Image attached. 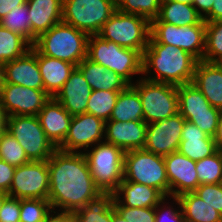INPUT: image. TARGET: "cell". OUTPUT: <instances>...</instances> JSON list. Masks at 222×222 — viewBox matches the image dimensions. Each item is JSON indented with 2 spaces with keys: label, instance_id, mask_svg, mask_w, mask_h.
Masks as SVG:
<instances>
[{
  "label": "cell",
  "instance_id": "obj_27",
  "mask_svg": "<svg viewBox=\"0 0 222 222\" xmlns=\"http://www.w3.org/2000/svg\"><path fill=\"white\" fill-rule=\"evenodd\" d=\"M173 199L180 205L188 222H220L222 220V215L194 192H186Z\"/></svg>",
  "mask_w": 222,
  "mask_h": 222
},
{
  "label": "cell",
  "instance_id": "obj_34",
  "mask_svg": "<svg viewBox=\"0 0 222 222\" xmlns=\"http://www.w3.org/2000/svg\"><path fill=\"white\" fill-rule=\"evenodd\" d=\"M120 91L92 90L86 113L95 115L104 122L109 121Z\"/></svg>",
  "mask_w": 222,
  "mask_h": 222
},
{
  "label": "cell",
  "instance_id": "obj_17",
  "mask_svg": "<svg viewBox=\"0 0 222 222\" xmlns=\"http://www.w3.org/2000/svg\"><path fill=\"white\" fill-rule=\"evenodd\" d=\"M2 83L44 90V84L37 62V50L32 46L24 55L6 62L2 66Z\"/></svg>",
  "mask_w": 222,
  "mask_h": 222
},
{
  "label": "cell",
  "instance_id": "obj_26",
  "mask_svg": "<svg viewBox=\"0 0 222 222\" xmlns=\"http://www.w3.org/2000/svg\"><path fill=\"white\" fill-rule=\"evenodd\" d=\"M76 67L82 72L92 90L122 91L129 85L118 74L87 57Z\"/></svg>",
  "mask_w": 222,
  "mask_h": 222
},
{
  "label": "cell",
  "instance_id": "obj_49",
  "mask_svg": "<svg viewBox=\"0 0 222 222\" xmlns=\"http://www.w3.org/2000/svg\"><path fill=\"white\" fill-rule=\"evenodd\" d=\"M43 222H74L72 214L69 213H57L53 217V215H49Z\"/></svg>",
  "mask_w": 222,
  "mask_h": 222
},
{
  "label": "cell",
  "instance_id": "obj_55",
  "mask_svg": "<svg viewBox=\"0 0 222 222\" xmlns=\"http://www.w3.org/2000/svg\"><path fill=\"white\" fill-rule=\"evenodd\" d=\"M172 2H181V3H185V4H193V0H169Z\"/></svg>",
  "mask_w": 222,
  "mask_h": 222
},
{
  "label": "cell",
  "instance_id": "obj_2",
  "mask_svg": "<svg viewBox=\"0 0 222 222\" xmlns=\"http://www.w3.org/2000/svg\"><path fill=\"white\" fill-rule=\"evenodd\" d=\"M198 60L190 53L169 44L148 43L143 52L142 74L155 69L146 80L172 85L192 83Z\"/></svg>",
  "mask_w": 222,
  "mask_h": 222
},
{
  "label": "cell",
  "instance_id": "obj_8",
  "mask_svg": "<svg viewBox=\"0 0 222 222\" xmlns=\"http://www.w3.org/2000/svg\"><path fill=\"white\" fill-rule=\"evenodd\" d=\"M116 10V0H63L62 22L98 35Z\"/></svg>",
  "mask_w": 222,
  "mask_h": 222
},
{
  "label": "cell",
  "instance_id": "obj_48",
  "mask_svg": "<svg viewBox=\"0 0 222 222\" xmlns=\"http://www.w3.org/2000/svg\"><path fill=\"white\" fill-rule=\"evenodd\" d=\"M214 0H193V6L196 8L197 12L203 17L212 8ZM204 14H202V12Z\"/></svg>",
  "mask_w": 222,
  "mask_h": 222
},
{
  "label": "cell",
  "instance_id": "obj_52",
  "mask_svg": "<svg viewBox=\"0 0 222 222\" xmlns=\"http://www.w3.org/2000/svg\"><path fill=\"white\" fill-rule=\"evenodd\" d=\"M5 118L3 111L0 109V134L5 129Z\"/></svg>",
  "mask_w": 222,
  "mask_h": 222
},
{
  "label": "cell",
  "instance_id": "obj_9",
  "mask_svg": "<svg viewBox=\"0 0 222 222\" xmlns=\"http://www.w3.org/2000/svg\"><path fill=\"white\" fill-rule=\"evenodd\" d=\"M5 130L18 141L31 161H47L57 149L35 115L6 116Z\"/></svg>",
  "mask_w": 222,
  "mask_h": 222
},
{
  "label": "cell",
  "instance_id": "obj_18",
  "mask_svg": "<svg viewBox=\"0 0 222 222\" xmlns=\"http://www.w3.org/2000/svg\"><path fill=\"white\" fill-rule=\"evenodd\" d=\"M147 123L145 121H115L105 122V141L124 152L143 149L146 143Z\"/></svg>",
  "mask_w": 222,
  "mask_h": 222
},
{
  "label": "cell",
  "instance_id": "obj_16",
  "mask_svg": "<svg viewBox=\"0 0 222 222\" xmlns=\"http://www.w3.org/2000/svg\"><path fill=\"white\" fill-rule=\"evenodd\" d=\"M164 161L169 181V195L172 198L186 192H193L199 186L196 161L178 151L164 156Z\"/></svg>",
  "mask_w": 222,
  "mask_h": 222
},
{
  "label": "cell",
  "instance_id": "obj_32",
  "mask_svg": "<svg viewBox=\"0 0 222 222\" xmlns=\"http://www.w3.org/2000/svg\"><path fill=\"white\" fill-rule=\"evenodd\" d=\"M25 46H27L25 48ZM32 45L18 33L0 25V65L17 59L30 50Z\"/></svg>",
  "mask_w": 222,
  "mask_h": 222
},
{
  "label": "cell",
  "instance_id": "obj_47",
  "mask_svg": "<svg viewBox=\"0 0 222 222\" xmlns=\"http://www.w3.org/2000/svg\"><path fill=\"white\" fill-rule=\"evenodd\" d=\"M27 0H0V19L7 15L13 8L26 3Z\"/></svg>",
  "mask_w": 222,
  "mask_h": 222
},
{
  "label": "cell",
  "instance_id": "obj_12",
  "mask_svg": "<svg viewBox=\"0 0 222 222\" xmlns=\"http://www.w3.org/2000/svg\"><path fill=\"white\" fill-rule=\"evenodd\" d=\"M8 195L18 199L48 200V160L30 161L25 165L16 167Z\"/></svg>",
  "mask_w": 222,
  "mask_h": 222
},
{
  "label": "cell",
  "instance_id": "obj_36",
  "mask_svg": "<svg viewBox=\"0 0 222 222\" xmlns=\"http://www.w3.org/2000/svg\"><path fill=\"white\" fill-rule=\"evenodd\" d=\"M196 171L199 185L222 183V155L220 151L196 161Z\"/></svg>",
  "mask_w": 222,
  "mask_h": 222
},
{
  "label": "cell",
  "instance_id": "obj_23",
  "mask_svg": "<svg viewBox=\"0 0 222 222\" xmlns=\"http://www.w3.org/2000/svg\"><path fill=\"white\" fill-rule=\"evenodd\" d=\"M31 32L38 37L62 22L63 0H27Z\"/></svg>",
  "mask_w": 222,
  "mask_h": 222
},
{
  "label": "cell",
  "instance_id": "obj_43",
  "mask_svg": "<svg viewBox=\"0 0 222 222\" xmlns=\"http://www.w3.org/2000/svg\"><path fill=\"white\" fill-rule=\"evenodd\" d=\"M0 222H20V199L7 196L0 208Z\"/></svg>",
  "mask_w": 222,
  "mask_h": 222
},
{
  "label": "cell",
  "instance_id": "obj_13",
  "mask_svg": "<svg viewBox=\"0 0 222 222\" xmlns=\"http://www.w3.org/2000/svg\"><path fill=\"white\" fill-rule=\"evenodd\" d=\"M50 98L45 90L2 83L0 88V109L5 116H37Z\"/></svg>",
  "mask_w": 222,
  "mask_h": 222
},
{
  "label": "cell",
  "instance_id": "obj_33",
  "mask_svg": "<svg viewBox=\"0 0 222 222\" xmlns=\"http://www.w3.org/2000/svg\"><path fill=\"white\" fill-rule=\"evenodd\" d=\"M27 2L13 8L7 15L0 19V25L12 32L23 36L31 45L36 41V36L31 32Z\"/></svg>",
  "mask_w": 222,
  "mask_h": 222
},
{
  "label": "cell",
  "instance_id": "obj_4",
  "mask_svg": "<svg viewBox=\"0 0 222 222\" xmlns=\"http://www.w3.org/2000/svg\"><path fill=\"white\" fill-rule=\"evenodd\" d=\"M87 58L101 64L131 85V75L142 74L143 54L140 51L121 47L114 42L90 35L87 42Z\"/></svg>",
  "mask_w": 222,
  "mask_h": 222
},
{
  "label": "cell",
  "instance_id": "obj_14",
  "mask_svg": "<svg viewBox=\"0 0 222 222\" xmlns=\"http://www.w3.org/2000/svg\"><path fill=\"white\" fill-rule=\"evenodd\" d=\"M185 119L178 112L169 118L147 124L144 150L166 156L177 152Z\"/></svg>",
  "mask_w": 222,
  "mask_h": 222
},
{
  "label": "cell",
  "instance_id": "obj_22",
  "mask_svg": "<svg viewBox=\"0 0 222 222\" xmlns=\"http://www.w3.org/2000/svg\"><path fill=\"white\" fill-rule=\"evenodd\" d=\"M214 138L200 130L191 122L185 121L178 152L193 161H199L216 153Z\"/></svg>",
  "mask_w": 222,
  "mask_h": 222
},
{
  "label": "cell",
  "instance_id": "obj_28",
  "mask_svg": "<svg viewBox=\"0 0 222 222\" xmlns=\"http://www.w3.org/2000/svg\"><path fill=\"white\" fill-rule=\"evenodd\" d=\"M202 20L203 17L191 4L162 0L158 17L150 22H165L180 27L199 24Z\"/></svg>",
  "mask_w": 222,
  "mask_h": 222
},
{
  "label": "cell",
  "instance_id": "obj_40",
  "mask_svg": "<svg viewBox=\"0 0 222 222\" xmlns=\"http://www.w3.org/2000/svg\"><path fill=\"white\" fill-rule=\"evenodd\" d=\"M113 206L128 222H155V207H126L116 199H114Z\"/></svg>",
  "mask_w": 222,
  "mask_h": 222
},
{
  "label": "cell",
  "instance_id": "obj_3",
  "mask_svg": "<svg viewBox=\"0 0 222 222\" xmlns=\"http://www.w3.org/2000/svg\"><path fill=\"white\" fill-rule=\"evenodd\" d=\"M88 37L81 30L60 22L39 35L32 46L42 55L77 66L87 57Z\"/></svg>",
  "mask_w": 222,
  "mask_h": 222
},
{
  "label": "cell",
  "instance_id": "obj_25",
  "mask_svg": "<svg viewBox=\"0 0 222 222\" xmlns=\"http://www.w3.org/2000/svg\"><path fill=\"white\" fill-rule=\"evenodd\" d=\"M124 194V201L120 194ZM115 199L126 207H156L158 203H164L165 196L156 188L140 183L122 180L118 189L114 192Z\"/></svg>",
  "mask_w": 222,
  "mask_h": 222
},
{
  "label": "cell",
  "instance_id": "obj_15",
  "mask_svg": "<svg viewBox=\"0 0 222 222\" xmlns=\"http://www.w3.org/2000/svg\"><path fill=\"white\" fill-rule=\"evenodd\" d=\"M105 122L95 115L83 113L72 117L69 132L58 149L65 152H76L79 148L99 143L103 138Z\"/></svg>",
  "mask_w": 222,
  "mask_h": 222
},
{
  "label": "cell",
  "instance_id": "obj_7",
  "mask_svg": "<svg viewBox=\"0 0 222 222\" xmlns=\"http://www.w3.org/2000/svg\"><path fill=\"white\" fill-rule=\"evenodd\" d=\"M123 180L154 187L165 197H169V181L164 156L144 149L125 152Z\"/></svg>",
  "mask_w": 222,
  "mask_h": 222
},
{
  "label": "cell",
  "instance_id": "obj_56",
  "mask_svg": "<svg viewBox=\"0 0 222 222\" xmlns=\"http://www.w3.org/2000/svg\"><path fill=\"white\" fill-rule=\"evenodd\" d=\"M2 81H3V72H2V66L0 65V88L2 85Z\"/></svg>",
  "mask_w": 222,
  "mask_h": 222
},
{
  "label": "cell",
  "instance_id": "obj_30",
  "mask_svg": "<svg viewBox=\"0 0 222 222\" xmlns=\"http://www.w3.org/2000/svg\"><path fill=\"white\" fill-rule=\"evenodd\" d=\"M109 120L121 122L144 121L141 98L132 85H128L120 91Z\"/></svg>",
  "mask_w": 222,
  "mask_h": 222
},
{
  "label": "cell",
  "instance_id": "obj_20",
  "mask_svg": "<svg viewBox=\"0 0 222 222\" xmlns=\"http://www.w3.org/2000/svg\"><path fill=\"white\" fill-rule=\"evenodd\" d=\"M46 137L58 148L65 140L72 117L55 98H50L38 113Z\"/></svg>",
  "mask_w": 222,
  "mask_h": 222
},
{
  "label": "cell",
  "instance_id": "obj_1",
  "mask_svg": "<svg viewBox=\"0 0 222 222\" xmlns=\"http://www.w3.org/2000/svg\"><path fill=\"white\" fill-rule=\"evenodd\" d=\"M48 170V201L52 210L60 207L62 213L72 214L102 193L92 178L83 152L57 148L48 159Z\"/></svg>",
  "mask_w": 222,
  "mask_h": 222
},
{
  "label": "cell",
  "instance_id": "obj_54",
  "mask_svg": "<svg viewBox=\"0 0 222 222\" xmlns=\"http://www.w3.org/2000/svg\"><path fill=\"white\" fill-rule=\"evenodd\" d=\"M214 64L222 70V56L214 61Z\"/></svg>",
  "mask_w": 222,
  "mask_h": 222
},
{
  "label": "cell",
  "instance_id": "obj_41",
  "mask_svg": "<svg viewBox=\"0 0 222 222\" xmlns=\"http://www.w3.org/2000/svg\"><path fill=\"white\" fill-rule=\"evenodd\" d=\"M221 111L222 110L220 109H210V114L182 115V117L186 121L196 125L200 130H202L209 136L214 137Z\"/></svg>",
  "mask_w": 222,
  "mask_h": 222
},
{
  "label": "cell",
  "instance_id": "obj_42",
  "mask_svg": "<svg viewBox=\"0 0 222 222\" xmlns=\"http://www.w3.org/2000/svg\"><path fill=\"white\" fill-rule=\"evenodd\" d=\"M193 192L222 215V183L201 184Z\"/></svg>",
  "mask_w": 222,
  "mask_h": 222
},
{
  "label": "cell",
  "instance_id": "obj_44",
  "mask_svg": "<svg viewBox=\"0 0 222 222\" xmlns=\"http://www.w3.org/2000/svg\"><path fill=\"white\" fill-rule=\"evenodd\" d=\"M16 167L0 159V191L9 192Z\"/></svg>",
  "mask_w": 222,
  "mask_h": 222
},
{
  "label": "cell",
  "instance_id": "obj_46",
  "mask_svg": "<svg viewBox=\"0 0 222 222\" xmlns=\"http://www.w3.org/2000/svg\"><path fill=\"white\" fill-rule=\"evenodd\" d=\"M206 22L222 19V0H214L211 10L203 16Z\"/></svg>",
  "mask_w": 222,
  "mask_h": 222
},
{
  "label": "cell",
  "instance_id": "obj_37",
  "mask_svg": "<svg viewBox=\"0 0 222 222\" xmlns=\"http://www.w3.org/2000/svg\"><path fill=\"white\" fill-rule=\"evenodd\" d=\"M162 0H116V9L127 14H136L149 21L158 17Z\"/></svg>",
  "mask_w": 222,
  "mask_h": 222
},
{
  "label": "cell",
  "instance_id": "obj_50",
  "mask_svg": "<svg viewBox=\"0 0 222 222\" xmlns=\"http://www.w3.org/2000/svg\"><path fill=\"white\" fill-rule=\"evenodd\" d=\"M213 138L216 143L217 150L220 151L222 149V111L219 116L218 126Z\"/></svg>",
  "mask_w": 222,
  "mask_h": 222
},
{
  "label": "cell",
  "instance_id": "obj_21",
  "mask_svg": "<svg viewBox=\"0 0 222 222\" xmlns=\"http://www.w3.org/2000/svg\"><path fill=\"white\" fill-rule=\"evenodd\" d=\"M192 83L212 107L222 110V70L214 62L198 61Z\"/></svg>",
  "mask_w": 222,
  "mask_h": 222
},
{
  "label": "cell",
  "instance_id": "obj_10",
  "mask_svg": "<svg viewBox=\"0 0 222 222\" xmlns=\"http://www.w3.org/2000/svg\"><path fill=\"white\" fill-rule=\"evenodd\" d=\"M206 21L188 26H176L165 22H150L148 43L169 44L180 48L198 61L203 60L205 50Z\"/></svg>",
  "mask_w": 222,
  "mask_h": 222
},
{
  "label": "cell",
  "instance_id": "obj_39",
  "mask_svg": "<svg viewBox=\"0 0 222 222\" xmlns=\"http://www.w3.org/2000/svg\"><path fill=\"white\" fill-rule=\"evenodd\" d=\"M218 56V57H217ZM222 56V19L206 22L205 50L203 60L214 62Z\"/></svg>",
  "mask_w": 222,
  "mask_h": 222
},
{
  "label": "cell",
  "instance_id": "obj_5",
  "mask_svg": "<svg viewBox=\"0 0 222 222\" xmlns=\"http://www.w3.org/2000/svg\"><path fill=\"white\" fill-rule=\"evenodd\" d=\"M83 154L96 186L101 192L114 193L124 178L125 152L109 142L101 141L91 152Z\"/></svg>",
  "mask_w": 222,
  "mask_h": 222
},
{
  "label": "cell",
  "instance_id": "obj_53",
  "mask_svg": "<svg viewBox=\"0 0 222 222\" xmlns=\"http://www.w3.org/2000/svg\"><path fill=\"white\" fill-rule=\"evenodd\" d=\"M8 196V193L0 191V208L2 206V203L4 201V199Z\"/></svg>",
  "mask_w": 222,
  "mask_h": 222
},
{
  "label": "cell",
  "instance_id": "obj_45",
  "mask_svg": "<svg viewBox=\"0 0 222 222\" xmlns=\"http://www.w3.org/2000/svg\"><path fill=\"white\" fill-rule=\"evenodd\" d=\"M160 205L161 204L158 203V205L155 207V222H188L183 215L182 209L178 211V210H173V208H171L172 209L171 210L169 207L166 214H164L162 211L161 213L156 212L158 211Z\"/></svg>",
  "mask_w": 222,
  "mask_h": 222
},
{
  "label": "cell",
  "instance_id": "obj_31",
  "mask_svg": "<svg viewBox=\"0 0 222 222\" xmlns=\"http://www.w3.org/2000/svg\"><path fill=\"white\" fill-rule=\"evenodd\" d=\"M178 112L181 115H201L210 114L212 107L202 92L193 85L187 83L177 87Z\"/></svg>",
  "mask_w": 222,
  "mask_h": 222
},
{
  "label": "cell",
  "instance_id": "obj_29",
  "mask_svg": "<svg viewBox=\"0 0 222 222\" xmlns=\"http://www.w3.org/2000/svg\"><path fill=\"white\" fill-rule=\"evenodd\" d=\"M114 193L102 192L72 213L74 222H112Z\"/></svg>",
  "mask_w": 222,
  "mask_h": 222
},
{
  "label": "cell",
  "instance_id": "obj_19",
  "mask_svg": "<svg viewBox=\"0 0 222 222\" xmlns=\"http://www.w3.org/2000/svg\"><path fill=\"white\" fill-rule=\"evenodd\" d=\"M92 89L82 72L75 67L62 89L54 97L71 115L86 113L88 100Z\"/></svg>",
  "mask_w": 222,
  "mask_h": 222
},
{
  "label": "cell",
  "instance_id": "obj_35",
  "mask_svg": "<svg viewBox=\"0 0 222 222\" xmlns=\"http://www.w3.org/2000/svg\"><path fill=\"white\" fill-rule=\"evenodd\" d=\"M0 159L14 167L25 165L31 161L23 147L5 129L0 134Z\"/></svg>",
  "mask_w": 222,
  "mask_h": 222
},
{
  "label": "cell",
  "instance_id": "obj_38",
  "mask_svg": "<svg viewBox=\"0 0 222 222\" xmlns=\"http://www.w3.org/2000/svg\"><path fill=\"white\" fill-rule=\"evenodd\" d=\"M52 210L48 200L20 199V222H43Z\"/></svg>",
  "mask_w": 222,
  "mask_h": 222
},
{
  "label": "cell",
  "instance_id": "obj_11",
  "mask_svg": "<svg viewBox=\"0 0 222 222\" xmlns=\"http://www.w3.org/2000/svg\"><path fill=\"white\" fill-rule=\"evenodd\" d=\"M131 85L140 95L144 121L147 124L169 118L178 113V86L146 79H141L136 85Z\"/></svg>",
  "mask_w": 222,
  "mask_h": 222
},
{
  "label": "cell",
  "instance_id": "obj_24",
  "mask_svg": "<svg viewBox=\"0 0 222 222\" xmlns=\"http://www.w3.org/2000/svg\"><path fill=\"white\" fill-rule=\"evenodd\" d=\"M37 62L42 76L44 90L52 98L62 89L75 65L67 61L42 55L37 51Z\"/></svg>",
  "mask_w": 222,
  "mask_h": 222
},
{
  "label": "cell",
  "instance_id": "obj_51",
  "mask_svg": "<svg viewBox=\"0 0 222 222\" xmlns=\"http://www.w3.org/2000/svg\"><path fill=\"white\" fill-rule=\"evenodd\" d=\"M112 222H128L112 206Z\"/></svg>",
  "mask_w": 222,
  "mask_h": 222
},
{
  "label": "cell",
  "instance_id": "obj_6",
  "mask_svg": "<svg viewBox=\"0 0 222 222\" xmlns=\"http://www.w3.org/2000/svg\"><path fill=\"white\" fill-rule=\"evenodd\" d=\"M98 36L121 47L140 51L142 54L150 38V21L140 15L116 10L103 25Z\"/></svg>",
  "mask_w": 222,
  "mask_h": 222
}]
</instances>
